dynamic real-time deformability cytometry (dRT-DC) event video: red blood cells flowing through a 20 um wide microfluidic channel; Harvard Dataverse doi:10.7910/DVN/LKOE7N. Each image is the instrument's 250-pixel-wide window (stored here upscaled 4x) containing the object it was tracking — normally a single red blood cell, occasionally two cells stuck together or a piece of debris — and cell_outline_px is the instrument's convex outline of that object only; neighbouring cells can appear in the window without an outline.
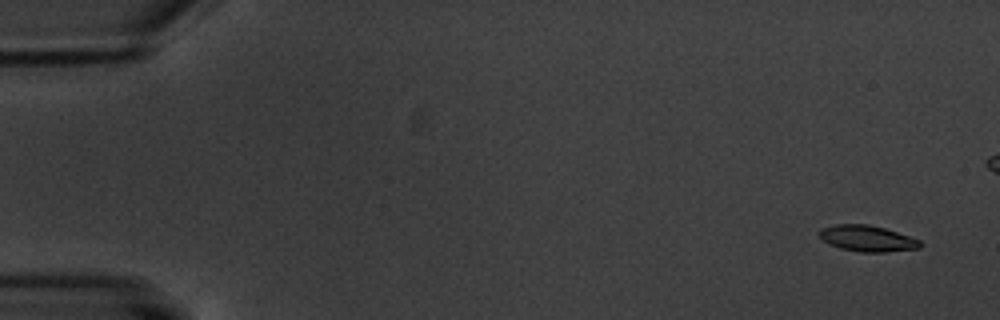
{"species": "common noctule bat (a hibernating species)", "species_latin": "Nyctalus noctula", "temperature_condition": "warm", "stored_images_in_passage": 6, "camera_frame_rate_fps": 3000, "um_per_image_px": 0.085, "animal": {"sex": "male", "body_mass_g": 20.1, "forearm_length_mm": 53.5}, "frame": {"image": 1, "passage_image": 1, "time_ms": 0.0, "image_size_px": [1000, 320], "cell_outline_px": [[920, 248], [888, 252], [860, 252], [840, 248], [828, 244], [820, 236], [820, 228], [836, 224], [868, 224], [884, 228], [920, 240]], "centroid_in_image_um": [73.7, 20.27], "position_along_channel_um": 11.3, "area_um2": 15.2}}